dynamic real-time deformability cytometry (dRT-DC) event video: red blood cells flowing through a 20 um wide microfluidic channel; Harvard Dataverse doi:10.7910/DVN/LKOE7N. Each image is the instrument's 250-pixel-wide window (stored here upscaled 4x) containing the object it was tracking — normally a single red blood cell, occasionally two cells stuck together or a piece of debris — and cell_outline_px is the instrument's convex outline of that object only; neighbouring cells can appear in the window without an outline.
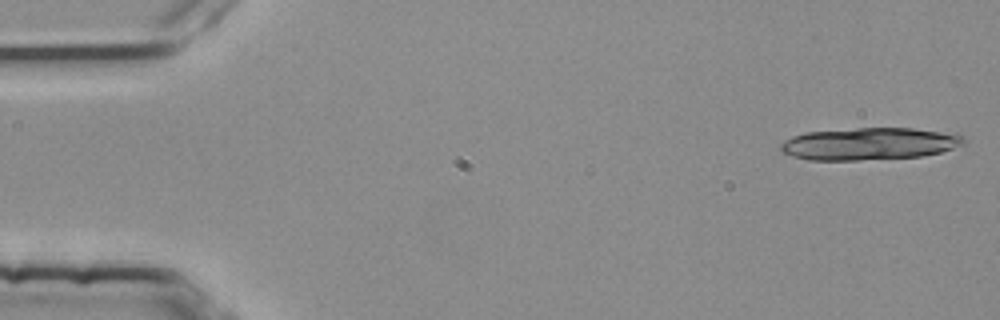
{"species": "common noctule bat (a hibernating species)", "species_latin": "Nyctalus noctula", "temperature_condition": "room temperature", "stored_images_in_passage": 18, "camera_frame_rate_fps": 3000, "um_per_image_px": 0.085, "animal": {"sex": "female", "body_mass_g": 25.1}, "frame": {"image": 1, "passage_image": 1, "time_ms": 0.0, "image_size_px": [1000, 320], "cell_outline_px": [[964, 144], [940, 152], [920, 156], [860, 160], [808, 160], [792, 156], [780, 152], [780, 144], [784, 140], [792, 136], [804, 132], [856, 128], [912, 128], [956, 132], [964, 136]], "centroid_in_image_um": [73.89, 12.21], "position_along_channel_um": 11.1, "area_um2": 34.74}}